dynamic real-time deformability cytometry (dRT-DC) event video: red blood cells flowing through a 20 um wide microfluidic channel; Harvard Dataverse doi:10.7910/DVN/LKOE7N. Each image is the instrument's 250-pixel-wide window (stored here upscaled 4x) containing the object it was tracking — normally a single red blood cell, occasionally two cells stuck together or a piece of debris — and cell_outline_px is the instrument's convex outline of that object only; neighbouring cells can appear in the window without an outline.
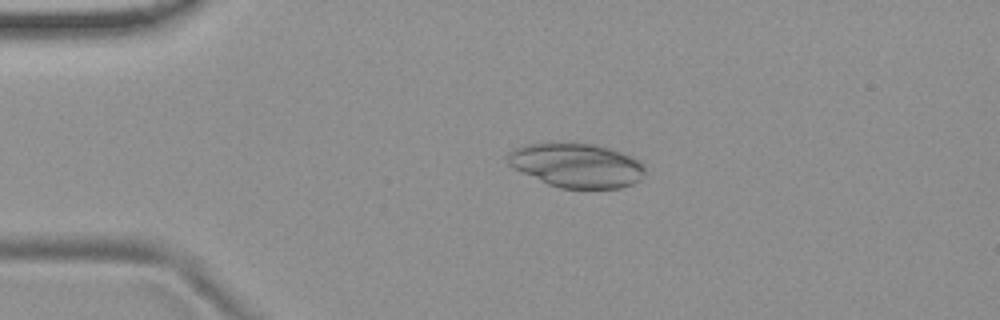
{"species": "common noctule bat (a hibernating species)", "species_latin": "Nyctalus noctula", "temperature_condition": "room temperature", "stored_images_in_passage": 7, "camera_frame_rate_fps": 3000, "um_per_image_px": 0.085, "animal": {"sex": "female", "body_mass_g": 19.9}, "frame": {"image": 1, "passage_image": 2, "time_ms": 0.333, "image_size_px": [1000, 320], "cell_outline_px": [[644, 176], [640, 180], [632, 184], [620, 188], [560, 188], [548, 184], [512, 168], [508, 164], [508, 152], [512, 148], [524, 144], [592, 144], [608, 148], [620, 152], [640, 160], [644, 168]], "centroid_in_image_um": [49.0, 14.07], "position_along_channel_um": 36.0, "area_um2": 35.08}}